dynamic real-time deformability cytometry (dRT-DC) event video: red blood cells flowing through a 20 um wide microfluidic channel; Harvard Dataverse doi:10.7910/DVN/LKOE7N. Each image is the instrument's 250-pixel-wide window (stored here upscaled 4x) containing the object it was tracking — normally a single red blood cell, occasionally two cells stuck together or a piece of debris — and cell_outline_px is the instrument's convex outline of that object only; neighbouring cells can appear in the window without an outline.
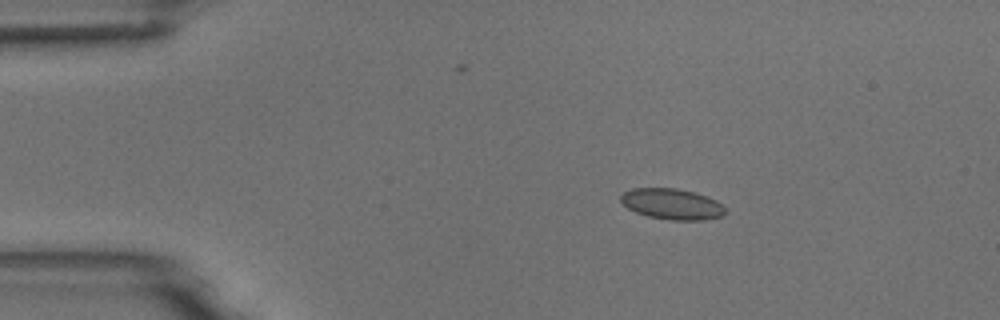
{"species": "common noctule bat (a hibernating species)", "species_latin": "Nyctalus noctula", "temperature_condition": "room temperature", "stored_images_in_passage": 5, "camera_frame_rate_fps": 3000, "um_per_image_px": 0.085, "animal": {"sex": "male", "body_mass_g": 18.8}, "frame": {"image": 1, "passage_image": 3, "time_ms": 3.0, "image_size_px": [1000, 320], "cell_outline_px": [[724, 216], [704, 220], [672, 220], [648, 216], [636, 212], [628, 208], [620, 200], [620, 196], [624, 192], [632, 188], [676, 188], [696, 192], [708, 196], [716, 200], [724, 208]], "centroid_in_image_um": [57.13, 17.33], "position_along_channel_um": 27.9, "area_um2": 18.79}}
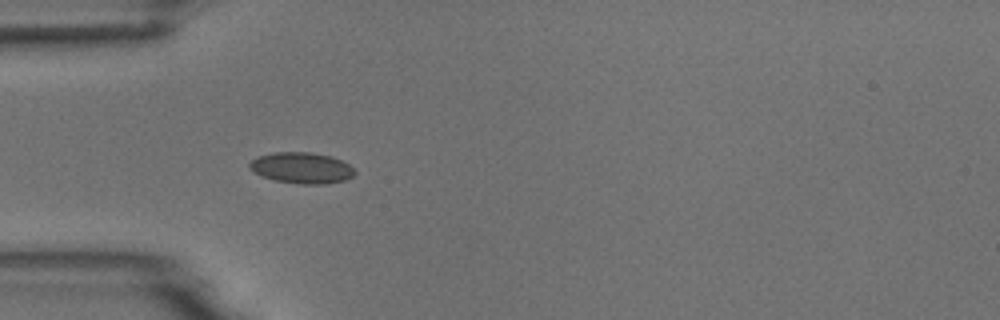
{"frame": {"image": 2, "passage_image": 5, "time_ms": 5.333, "image_size_px": [1000, 320], "cell_outline_px": [[356, 172], [352, 176], [344, 180], [328, 184], [300, 184], [272, 180], [260, 176], [248, 168], [248, 164], [256, 156], [276, 152], [312, 152], [332, 156], [348, 164]], "centroid_in_image_um": [25.6, 14.27], "position_along_channel_um": 59.4, "area_um2": 19.25}}